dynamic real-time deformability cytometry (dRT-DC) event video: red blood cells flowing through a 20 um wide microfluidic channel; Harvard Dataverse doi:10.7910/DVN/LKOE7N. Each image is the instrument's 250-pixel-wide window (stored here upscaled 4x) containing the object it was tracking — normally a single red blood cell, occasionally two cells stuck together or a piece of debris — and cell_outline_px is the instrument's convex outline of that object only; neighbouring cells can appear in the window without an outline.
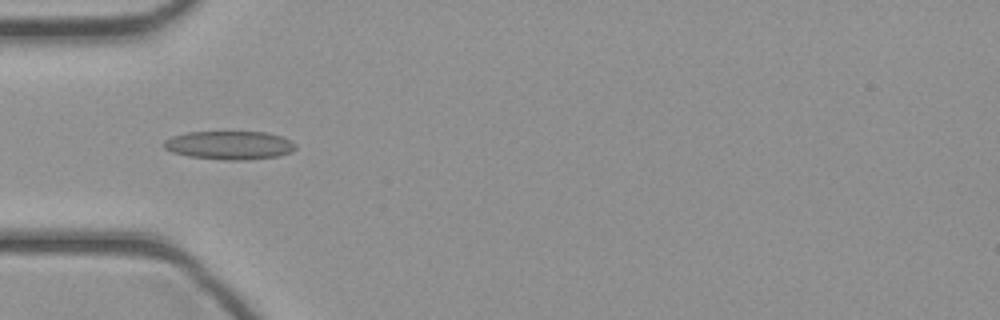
{"species": "common noctule bat (a hibernating species)", "species_latin": "Nyctalus noctula", "temperature_condition": "cold", "stored_images_in_passage": 44, "camera_frame_rate_fps": 3000, "um_per_image_px": 0.085, "animal": {"sex": "female", "body_mass_g": 21.9}, "frame": {"image": 1, "passage_image": 14, "time_ms": 4.333, "image_size_px": [1000, 320], "cell_outline_px": [[296, 148], [292, 152], [276, 156], [244, 160], [224, 160], [188, 156], [172, 152], [164, 148], [164, 140], [172, 136], [188, 132], [268, 132], [292, 140], [296, 144]], "centroid_in_image_um": [19.52, 12.34], "position_along_channel_um": 65.5, "area_um2": 21.91}}
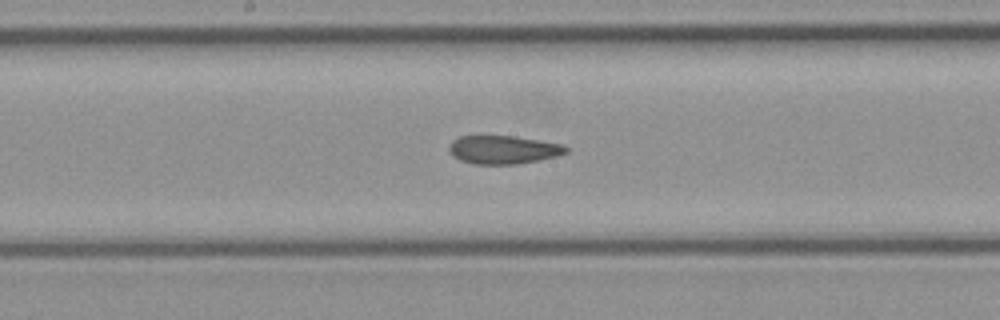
{"frame": {"image": 2, "passage_image": 23, "time_ms": 7.333, "image_size_px": [1000, 320], "cell_outline_px": [[568, 152], [556, 156], [540, 160], [516, 164], [472, 164], [460, 160], [452, 156], [448, 148], [452, 140], [460, 136], [512, 136], [564, 144], [568, 148]], "centroid_in_image_um": [42.77, 12.73], "position_along_channel_um": 205.4, "area_um2": 19.36}}
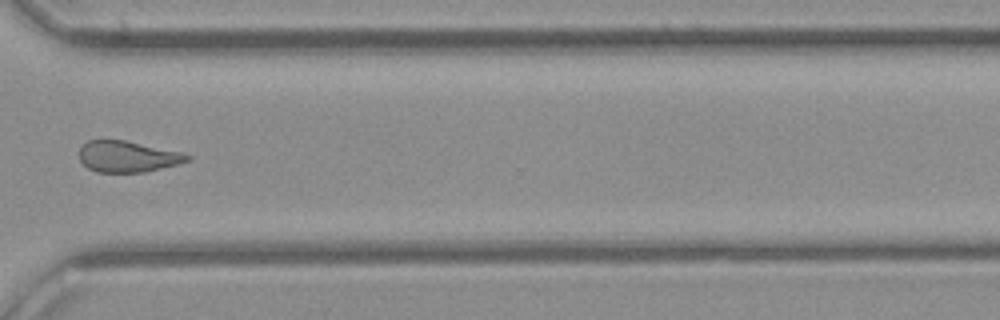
{"frame": {"image": 3, "passage_image": 33, "time_ms": 10.667, "image_size_px": [1000, 320], "cell_outline_px": [[192, 160], [180, 164], [144, 172], [96, 172], [88, 168], [80, 160], [80, 148], [88, 140], [124, 140], [180, 152], [192, 156]], "centroid_in_image_um": [10.87, 13.31], "position_along_channel_um": 359.7, "area_um2": 19.54}}